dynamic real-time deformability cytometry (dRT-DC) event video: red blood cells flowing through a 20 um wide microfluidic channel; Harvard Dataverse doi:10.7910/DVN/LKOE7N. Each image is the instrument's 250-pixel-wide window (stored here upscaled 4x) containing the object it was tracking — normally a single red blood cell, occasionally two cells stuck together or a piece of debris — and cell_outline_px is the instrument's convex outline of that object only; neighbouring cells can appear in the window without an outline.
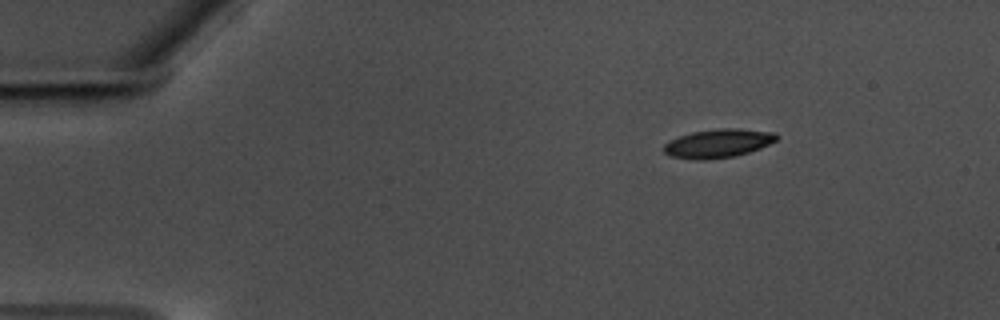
{"species": "common noctule bat (a hibernating species)", "species_latin": "Nyctalus noctula", "temperature_condition": "warm", "stored_images_in_passage": 51, "camera_frame_rate_fps": 3000, "um_per_image_px": 0.085, "animal": {"sex": "male", "body_mass_g": 17.5, "forearm_length_mm": 52.3}, "frame": {"image": 1, "passage_image": 1, "time_ms": 0.0, "image_size_px": [1000, 320], "cell_outline_px": [[780, 136], [776, 140], [760, 148], [736, 156], [708, 160], [696, 160], [668, 156], [664, 152], [664, 144], [680, 136], [692, 132], [716, 128], [736, 128], [776, 132]], "centroid_in_image_um": [61.05, 12.19], "position_along_channel_um": 23.9, "area_um2": 18.96}}
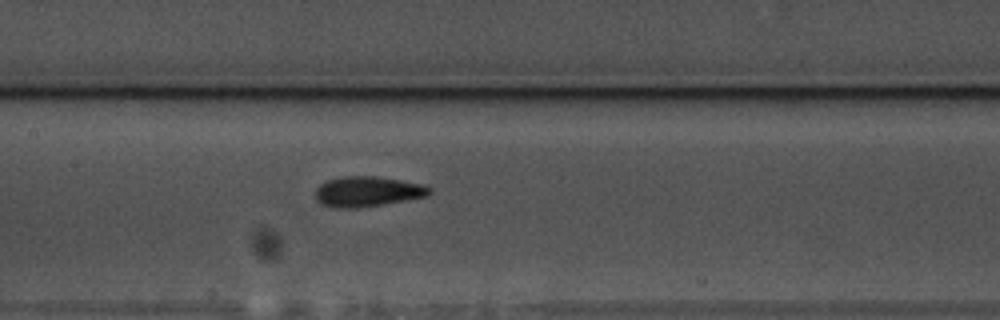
{"frame": {"image": 2, "passage_image": 21, "time_ms": 6.667, "image_size_px": [1000, 320], "cell_outline_px": [[432, 192], [428, 196], [384, 204], [356, 208], [332, 208], [320, 204], [316, 200], [316, 188], [324, 180], [340, 176], [376, 176], [400, 180], [420, 184], [432, 188]], "centroid_in_image_um": [31.19, 16.28], "position_along_channel_um": 176.2, "area_um2": 20.35}}
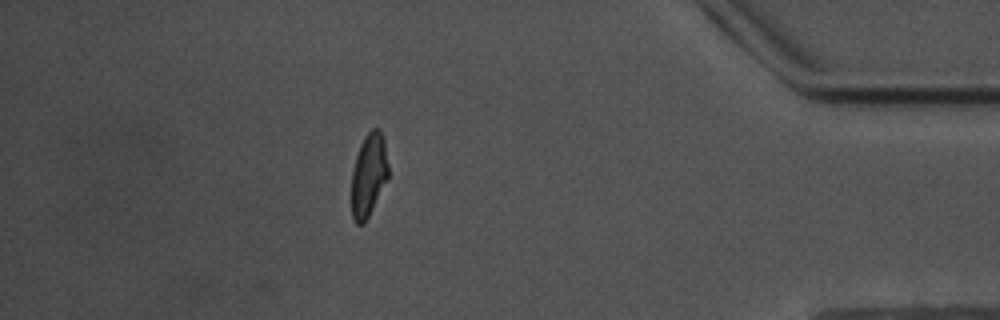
{"frame": {"image": 3, "passage_image": 44, "time_ms": 14.333, "image_size_px": [1000, 320], "cell_outline_px": [[388, 180], [364, 224], [356, 224], [352, 216], [352, 172], [356, 156], [360, 144], [364, 136], [372, 128], [380, 128], [384, 136], [388, 164]], "centroid_in_image_um": [31.36, 14.84], "position_along_channel_um": 403.8, "area_um2": 18.03}, "authors_computed_cell_mechanics": {"area_um2": 18.8428, "velocity_mm_per_s": 3.509, "shape_relaxation_time_tau1_ms": 7.7942, "shape_relaxation_time_tau2_ms": 1.9218, "deformation_change_tau1": 0.1958, "deformation_change_tau2": 0.0831}}